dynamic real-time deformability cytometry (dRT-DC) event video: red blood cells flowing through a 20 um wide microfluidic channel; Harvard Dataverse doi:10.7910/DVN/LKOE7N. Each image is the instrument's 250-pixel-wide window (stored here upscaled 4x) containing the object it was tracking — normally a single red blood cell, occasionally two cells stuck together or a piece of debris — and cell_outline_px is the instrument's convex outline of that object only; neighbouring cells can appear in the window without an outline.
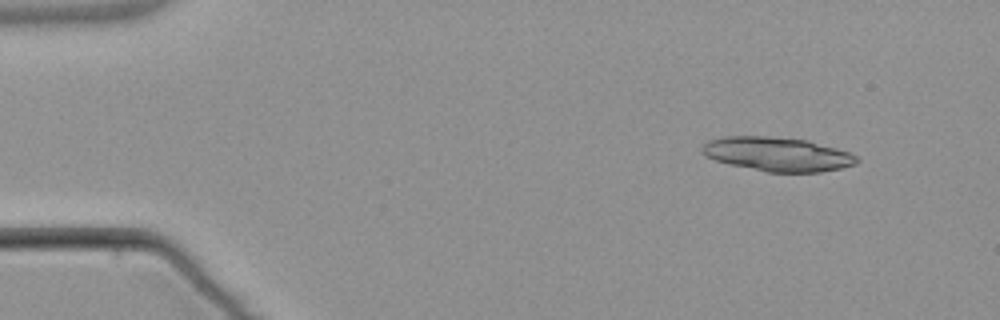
{"species": "common noctule bat (a hibernating species)", "species_latin": "Nyctalus noctula", "temperature_condition": "warm", "stored_images_in_passage": 4, "camera_frame_rate_fps": 3000, "um_per_image_px": 0.085, "animal": {"sex": "male", "body_mass_g": 21.5, "forearm_length_mm": 52.0}, "frame": {"image": 1, "passage_image": 1, "time_ms": 0.0, "image_size_px": [1000, 320], "cell_outline_px": [[860, 160], [856, 164], [840, 168], [820, 172], [768, 172], [728, 164], [716, 160], [700, 152], [700, 148], [708, 140], [724, 136], [768, 136], [808, 140], [836, 148], [848, 152], [856, 156]], "centroid_in_image_um": [66.06, 13.1], "position_along_channel_um": 18.9, "area_um2": 30.69}}